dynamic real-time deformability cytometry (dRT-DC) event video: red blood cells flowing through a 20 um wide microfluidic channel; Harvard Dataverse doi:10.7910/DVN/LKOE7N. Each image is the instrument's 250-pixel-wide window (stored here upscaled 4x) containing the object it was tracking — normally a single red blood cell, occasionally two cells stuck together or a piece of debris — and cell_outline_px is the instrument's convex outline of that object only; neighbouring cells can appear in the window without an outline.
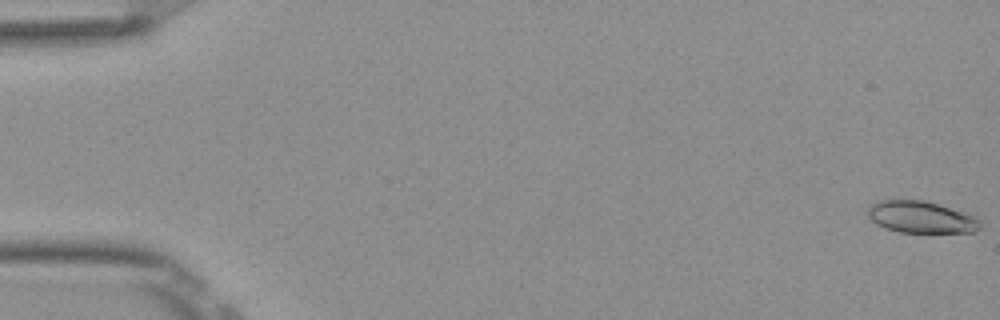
{"species": "Egyptian fruit bat (a non-hibernating species)", "species_latin": "Rousettus aegyptiacus", "temperature_condition": "room temperature", "stored_images_in_passage": 53, "camera_frame_rate_fps": 3000, "um_per_image_px": 0.085, "frame": {"image": 1, "passage_image": 1, "time_ms": 0.0, "image_size_px": [1000, 320], "cell_outline_px": [[980, 228], [976, 232], [900, 232], [876, 224], [868, 216], [868, 208], [872, 204], [880, 200], [924, 200], [972, 216], [980, 224]], "centroid_in_image_um": [78.23, 18.46], "position_along_channel_um": 6.8, "area_um2": 20.23}}
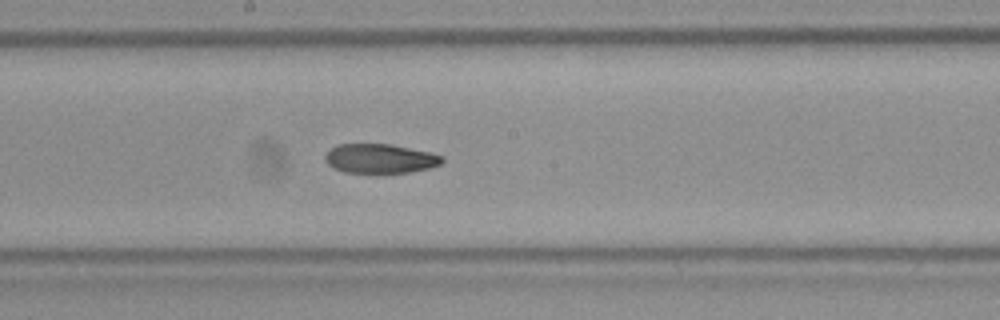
{"frame": {"image": 2, "passage_image": 29, "time_ms": 9.333, "image_size_px": [1000, 320], "cell_outline_px": [[444, 160], [440, 164], [428, 168], [408, 172], [344, 172], [332, 168], [324, 160], [324, 156], [332, 148], [340, 144], [392, 144], [432, 152], [444, 156]], "centroid_in_image_um": [32.32, 13.46], "position_along_channel_um": 215.9, "area_um2": 19.94}}
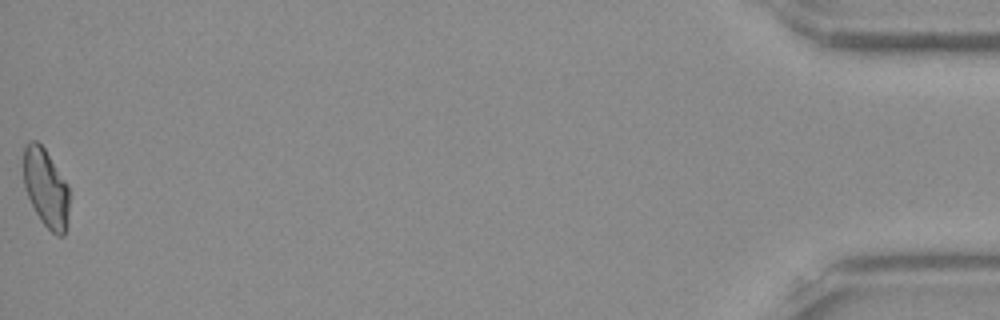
{"frame": {"image": 3, "passage_image": 53, "time_ms": 17.333, "image_size_px": [1000, 320], "cell_outline_px": [[68, 212], [64, 236], [56, 236], [40, 220], [28, 196], [24, 184], [24, 148], [28, 140], [36, 140], [44, 148], [68, 184]], "centroid_in_image_um": [3.9, 15.97], "position_along_channel_um": 431.3, "area_um2": 20.63}}